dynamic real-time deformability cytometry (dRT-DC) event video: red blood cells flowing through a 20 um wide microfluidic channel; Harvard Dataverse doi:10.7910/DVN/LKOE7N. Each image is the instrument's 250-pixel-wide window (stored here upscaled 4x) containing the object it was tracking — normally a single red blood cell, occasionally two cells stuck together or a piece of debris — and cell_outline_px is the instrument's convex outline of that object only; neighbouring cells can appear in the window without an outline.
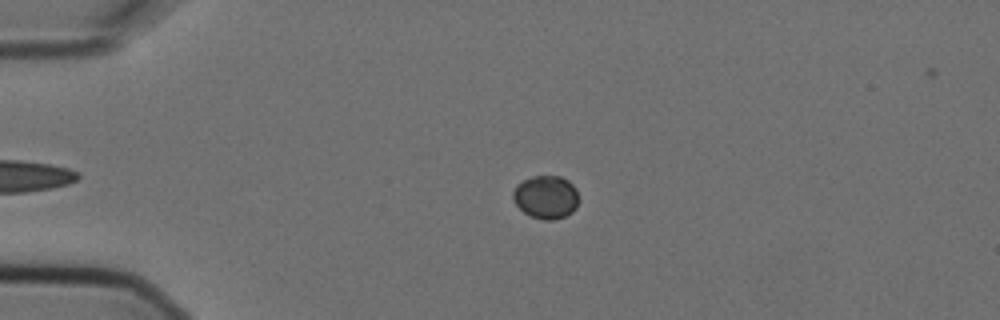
{"species": "Egyptian fruit bat (a non-hibernating species)", "species_latin": "Rousettus aegyptiacus", "temperature_condition": "cold", "stored_images_in_passage": 4, "camera_frame_rate_fps": 3000, "um_per_image_px": 0.085, "animal": {"sex": "female"}, "frame": {"image": 1, "passage_image": 2, "time_ms": 0.333, "image_size_px": [1000, 320], "cell_outline_px": [[576, 208], [572, 212], [564, 216], [552, 220], [544, 220], [532, 216], [524, 212], [516, 204], [512, 196], [512, 192], [516, 184], [532, 176], [560, 176], [568, 180], [576, 188]], "centroid_in_image_um": [46.38, 16.74], "position_along_channel_um": 38.6, "area_um2": 16.36}}